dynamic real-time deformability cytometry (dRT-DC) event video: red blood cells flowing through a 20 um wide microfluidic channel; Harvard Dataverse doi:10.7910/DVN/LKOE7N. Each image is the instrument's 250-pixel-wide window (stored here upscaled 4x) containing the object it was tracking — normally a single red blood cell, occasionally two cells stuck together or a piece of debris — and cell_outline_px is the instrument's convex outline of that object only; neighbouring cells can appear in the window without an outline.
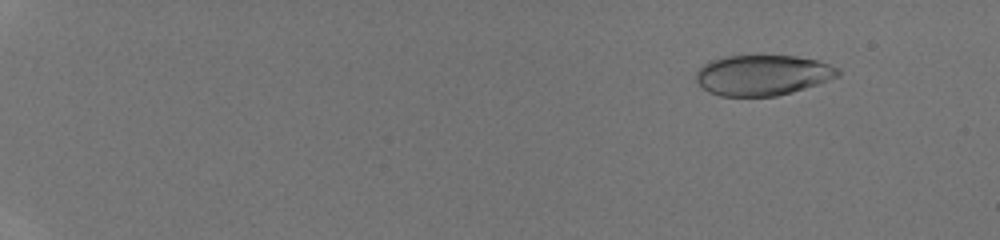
{"species": "human", "species_latin": "Homo sapiens", "temperature_condition": "room temperature", "stored_images_in_passage": 47, "camera_frame_rate_fps": 3000, "um_per_image_px": 0.085, "donor": {"sex": "male"}, "frame": {"image": 1, "passage_image": 6, "time_ms": 1.667, "image_size_px": [1000, 240], "cell_outline_px": [[840, 76], [792, 92], [776, 96], [720, 96], [708, 92], [696, 80], [696, 72], [708, 60], [724, 56], [796, 56], [816, 60], [828, 64], [836, 68], [840, 72]], "centroid_in_image_um": [64.79, 6.38], "position_along_channel_um": 20.2, "area_um2": 33.29}}
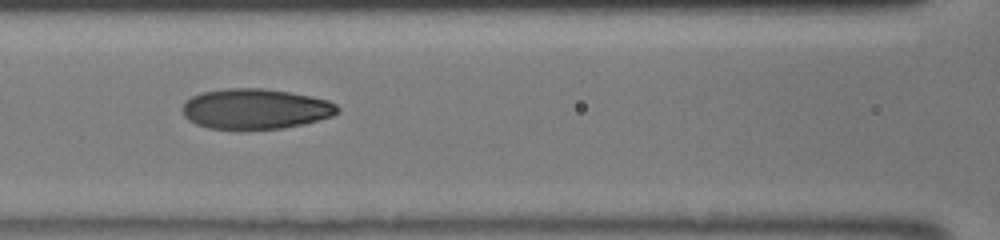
{"frame": {"image": 2, "passage_image": 25, "time_ms": 8.0, "image_size_px": [1000, 240], "cell_outline_px": [[340, 112], [332, 116], [320, 120], [304, 124], [284, 128], [248, 132], [236, 132], [208, 128], [196, 124], [188, 120], [184, 116], [180, 108], [192, 96], [200, 92], [228, 88], [264, 88], [312, 96], [328, 100], [336, 104], [340, 108]], "centroid_in_image_um": [21.69, 9.3], "position_along_channel_um": 144.9, "area_um2": 37.74}}
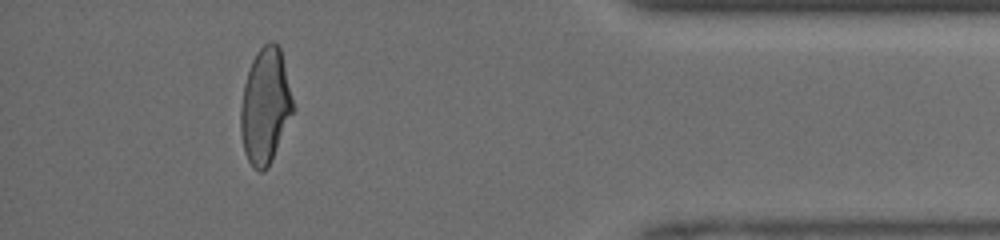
{"frame": {"image": 3, "passage_image": 44, "time_ms": 14.333, "image_size_px": [1000, 240], "cell_outline_px": [[292, 112], [272, 160], [268, 168], [264, 172], [260, 172], [252, 168], [244, 152], [240, 132], [240, 108], [244, 84], [252, 60], [256, 52], [264, 44], [272, 40], [280, 48], [292, 100]], "centroid_in_image_um": [22.5, 9.05], "position_along_channel_um": 412.7, "area_um2": 34.74}}